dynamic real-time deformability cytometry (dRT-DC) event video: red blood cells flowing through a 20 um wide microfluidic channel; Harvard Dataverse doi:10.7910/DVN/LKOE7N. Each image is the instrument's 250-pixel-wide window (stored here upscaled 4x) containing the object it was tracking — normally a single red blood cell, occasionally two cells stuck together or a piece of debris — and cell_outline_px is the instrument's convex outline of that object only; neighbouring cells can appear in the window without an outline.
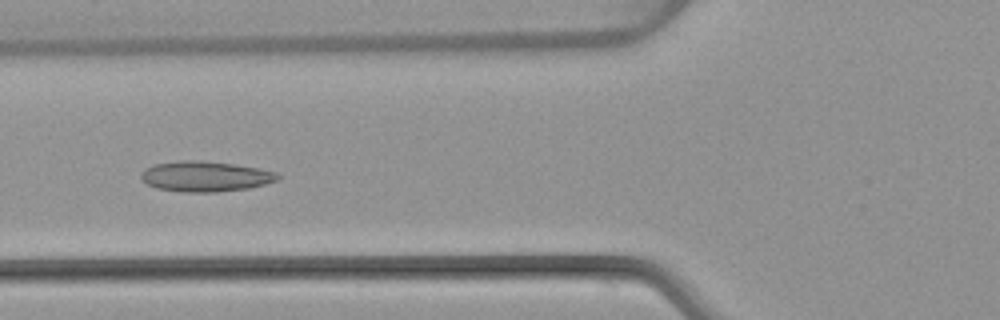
{"species": "common noctule bat (a hibernating species)", "species_latin": "Nyctalus noctula", "temperature_condition": "warm", "stored_images_in_passage": 6, "camera_frame_rate_fps": 3000, "um_per_image_px": 0.085, "animal": {"sex": "female", "body_mass_g": 22.7, "forearm_length_mm": 54.2}, "frame": {"image": 1, "passage_image": 5, "time_ms": 4.667, "image_size_px": [1000, 320], "cell_outline_px": [[280, 176], [276, 180], [264, 184], [248, 188], [216, 192], [184, 192], [156, 188], [148, 184], [140, 176], [140, 172], [144, 168], [152, 164], [184, 160], [200, 160], [236, 164], [260, 168], [276, 172]], "centroid_in_image_um": [17.43, 14.98], "position_along_channel_um": 108.4, "area_um2": 24.28}}
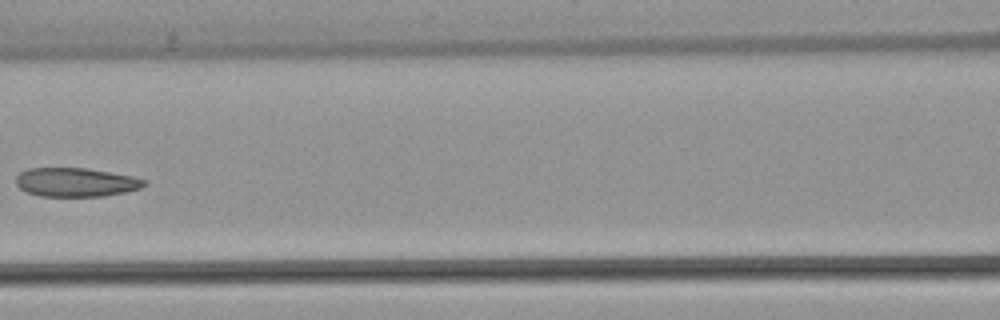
{"frame": {"image": 2, "passage_image": 6, "time_ms": 6.0, "image_size_px": [1000, 320], "cell_outline_px": [[148, 184], [140, 188], [124, 192], [104, 196], [40, 196], [28, 192], [20, 188], [16, 184], [16, 176], [20, 172], [28, 168], [84, 168], [132, 176], [148, 180]], "centroid_in_image_um": [6.45, 15.49], "position_along_channel_um": 160.1, "area_um2": 21.5}}